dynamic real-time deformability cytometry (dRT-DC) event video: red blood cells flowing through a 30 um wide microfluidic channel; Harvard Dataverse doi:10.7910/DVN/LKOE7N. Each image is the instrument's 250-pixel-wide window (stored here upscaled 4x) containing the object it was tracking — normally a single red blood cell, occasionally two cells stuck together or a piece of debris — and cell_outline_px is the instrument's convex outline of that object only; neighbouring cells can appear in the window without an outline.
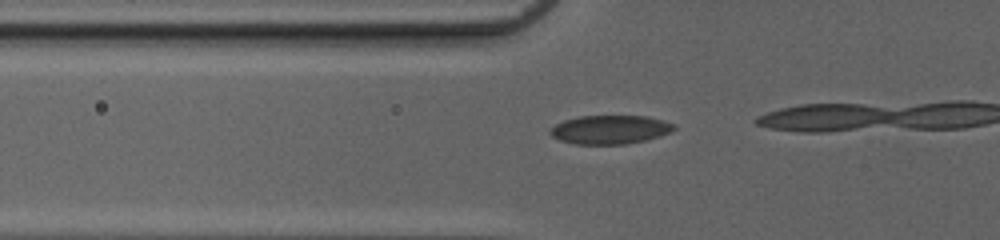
{"species": "common noctule bat (a hibernating species)", "species_latin": "Nyctalus noctula", "temperature_condition": "cold", "stored_images_in_passage": 16, "camera_frame_rate_fps": 3000, "um_per_image_px": 0.085, "animal": {"sex": "female", "body_mass_g": 20.0, "forearm_length_mm": 54.0}, "frame": {"image": 1, "passage_image": 12, "time_ms": 3.667, "image_size_px": [1000, 240], "cell_outline_px": [[676, 128], [660, 136], [644, 140], [624, 144], [576, 144], [560, 140], [552, 136], [548, 132], [556, 124], [564, 120], [580, 116], [648, 116], [664, 120], [676, 124]], "centroid_in_image_um": [51.87, 11.01], "position_along_channel_um": 73.9, "area_um2": 20.63}}